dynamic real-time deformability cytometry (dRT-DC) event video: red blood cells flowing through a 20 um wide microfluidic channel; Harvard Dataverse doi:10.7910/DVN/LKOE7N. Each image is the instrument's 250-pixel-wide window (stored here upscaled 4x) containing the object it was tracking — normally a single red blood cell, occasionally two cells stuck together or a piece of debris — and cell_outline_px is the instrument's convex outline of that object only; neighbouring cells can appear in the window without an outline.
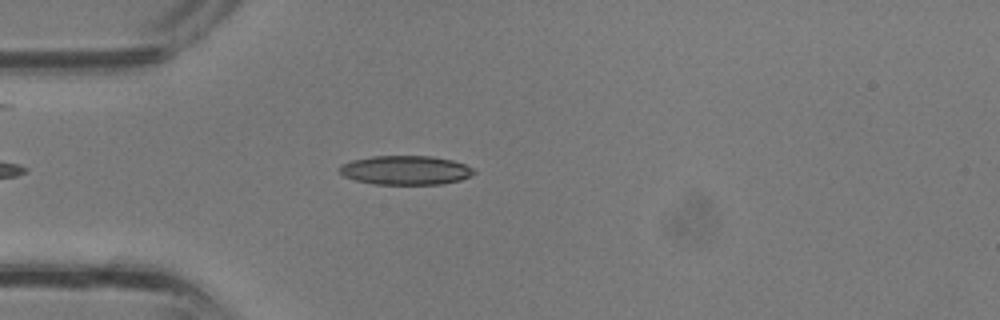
{"species": "common noctule bat (a hibernating species)", "species_latin": "Nyctalus noctula", "temperature_condition": "room temperature", "stored_images_in_passage": 29, "camera_frame_rate_fps": 3000, "um_per_image_px": 0.085, "animal": {"sex": "male", "body_mass_g": 13.3}, "frame": {"image": 1, "passage_image": 5, "time_ms": 1.333, "image_size_px": [1000, 320], "cell_outline_px": [[476, 172], [460, 180], [440, 184], [376, 184], [356, 180], [344, 176], [340, 172], [340, 164], [352, 160], [372, 156], [432, 156], [452, 160], [464, 164], [472, 168]], "centroid_in_image_um": [34.46, 14.46], "position_along_channel_um": 50.5, "area_um2": 22.6}}
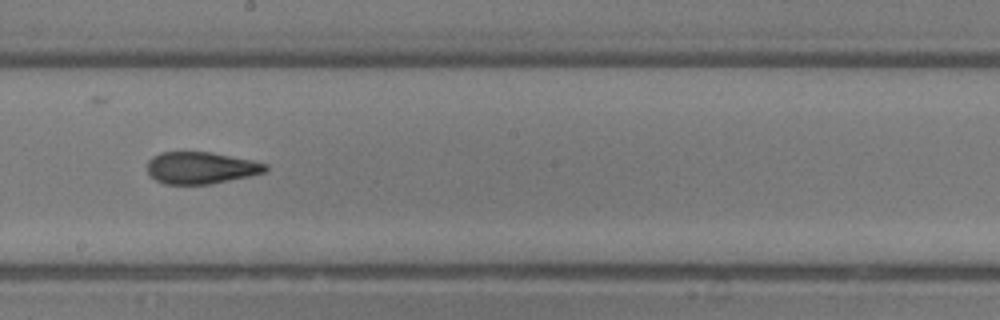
{"frame": {"image": 2, "passage_image": 15, "time_ms": 4.667, "image_size_px": [1000, 320], "cell_outline_px": [[268, 168], [264, 172], [248, 176], [212, 184], [164, 184], [156, 180], [148, 172], [148, 160], [152, 156], [160, 152], [212, 152], [252, 160], [268, 164]], "centroid_in_image_um": [17.07, 14.26], "position_along_channel_um": 231.1, "area_um2": 21.96}}
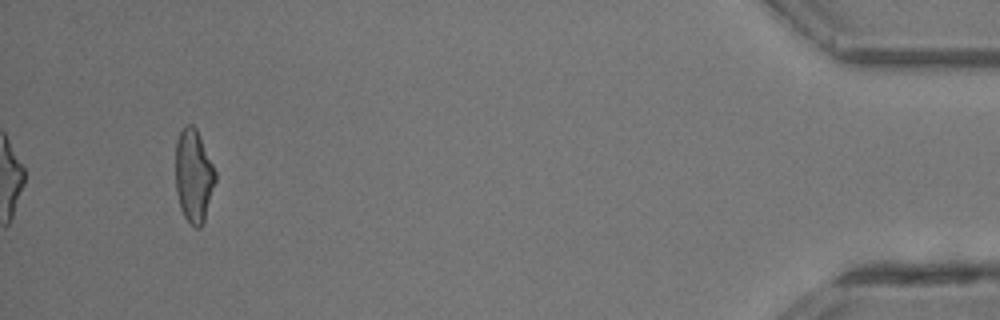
{"frame": {"image": 3, "passage_image": 29, "time_ms": 9.333, "image_size_px": [1000, 320], "cell_outline_px": [[216, 180], [204, 220], [200, 228], [196, 228], [184, 216], [180, 208], [176, 192], [176, 140], [180, 132], [188, 124], [192, 124], [196, 128], [216, 172]], "centroid_in_image_um": [16.45, 14.95], "position_along_channel_um": 418.7, "area_um2": 21.33}}